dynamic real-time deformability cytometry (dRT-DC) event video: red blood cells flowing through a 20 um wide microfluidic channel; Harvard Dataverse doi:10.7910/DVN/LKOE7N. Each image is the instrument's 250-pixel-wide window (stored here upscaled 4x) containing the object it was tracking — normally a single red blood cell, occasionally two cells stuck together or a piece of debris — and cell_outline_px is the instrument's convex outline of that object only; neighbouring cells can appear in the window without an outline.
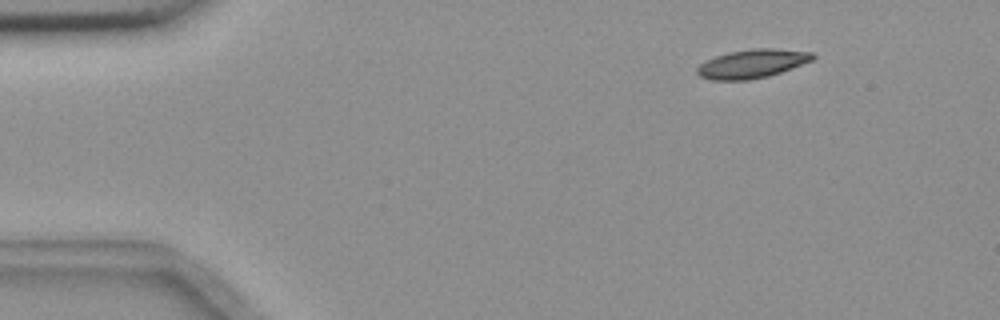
{"species": "common noctule bat (a hibernating species)", "species_latin": "Nyctalus noctula", "temperature_condition": "room temperature", "stored_images_in_passage": 50, "camera_frame_rate_fps": 3000, "um_per_image_px": 0.085, "animal": {"sex": "female", "body_mass_g": 18.4}, "frame": {"image": 1, "passage_image": 2, "time_ms": 0.333, "image_size_px": [1000, 320], "cell_outline_px": [[816, 56], [812, 60], [780, 72], [768, 76], [748, 80], [712, 80], [700, 76], [696, 72], [696, 68], [700, 64], [716, 56], [728, 52], [752, 48], [772, 48], [812, 52]], "centroid_in_image_um": [63.92, 5.41], "position_along_channel_um": 21.1, "area_um2": 19.19}}
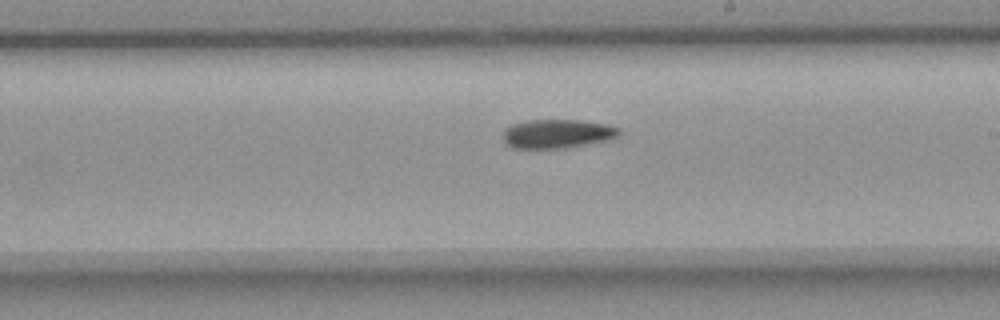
{"frame": {"image": 2, "passage_image": 27, "time_ms": 8.667, "image_size_px": [1000, 320], "cell_outline_px": [[620, 136], [612, 140], [564, 148], [512, 148], [504, 140], [504, 128], [512, 124], [528, 120], [584, 120], [608, 124], [620, 128]], "centroid_in_image_um": [47.44, 11.36], "position_along_channel_um": 241.6, "area_um2": 19.83}}
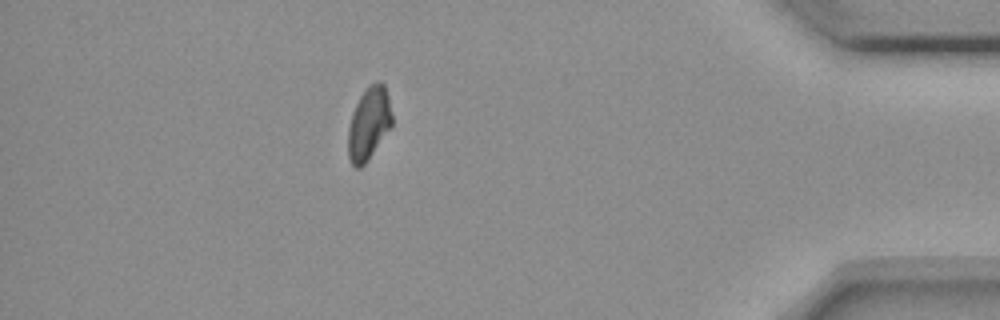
{"frame": {"image": 3, "passage_image": 44, "time_ms": 14.333, "image_size_px": [1000, 320], "cell_outline_px": [[392, 124], [368, 160], [360, 168], [356, 168], [352, 164], [348, 156], [348, 128], [352, 112], [364, 88], [368, 84], [376, 80], [380, 80], [384, 84], [388, 96], [392, 116]], "centroid_in_image_um": [31.34, 10.45], "position_along_channel_um": 403.9, "area_um2": 18.67}, "authors_computed_cell_mechanics": {"area_um2": 19.5075, "velocity_mm_per_s": 3.6528, "shape_relaxation_time_tau1_ms": 5.4688, "shape_relaxation_time_tau2_ms": null, "deformation_change_tau1": 0.1338, "deformation_change_tau2": null}}